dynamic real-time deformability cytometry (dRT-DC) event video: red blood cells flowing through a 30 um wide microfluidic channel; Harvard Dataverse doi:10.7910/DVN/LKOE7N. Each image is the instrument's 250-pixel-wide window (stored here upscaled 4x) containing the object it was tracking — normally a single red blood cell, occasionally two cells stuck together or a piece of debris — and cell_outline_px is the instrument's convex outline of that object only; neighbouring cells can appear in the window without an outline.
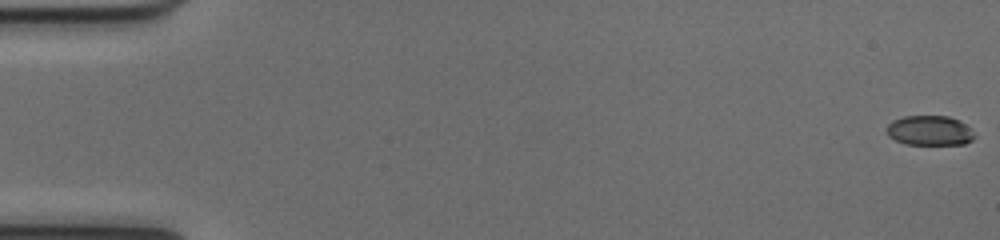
{"species": "common noctule bat (a hibernating species)", "species_latin": "Nyctalus noctula", "temperature_condition": "cold", "stored_images_in_passage": 19, "camera_frame_rate_fps": 3000, "um_per_image_px": 0.085, "animal": {"sex": "female", "body_mass_g": 17.0, "forearm_length_mm": 48.0}, "frame": {"image": 1, "passage_image": 1, "time_ms": 0.0, "image_size_px": [1000, 240], "cell_outline_px": [[976, 136], [972, 140], [964, 144], [904, 144], [888, 136], [888, 124], [892, 120], [904, 116], [948, 116], [960, 120]], "centroid_in_image_um": [79.01, 11.09], "position_along_channel_um": 6.0, "area_um2": 15.14}}
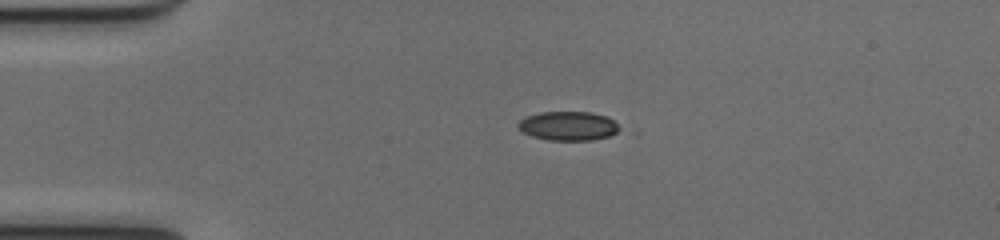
{"frame": {"image": 2, "passage_image": 13, "time_ms": 4.0, "image_size_px": [1000, 240], "cell_outline_px": [[620, 128], [616, 132], [608, 136], [592, 140], [548, 140], [532, 136], [524, 132], [516, 124], [520, 120], [528, 116], [540, 112], [592, 112], [604, 116], [612, 120]], "centroid_in_image_um": [48.28, 10.7], "position_along_channel_um": 36.7, "area_um2": 16.88}}